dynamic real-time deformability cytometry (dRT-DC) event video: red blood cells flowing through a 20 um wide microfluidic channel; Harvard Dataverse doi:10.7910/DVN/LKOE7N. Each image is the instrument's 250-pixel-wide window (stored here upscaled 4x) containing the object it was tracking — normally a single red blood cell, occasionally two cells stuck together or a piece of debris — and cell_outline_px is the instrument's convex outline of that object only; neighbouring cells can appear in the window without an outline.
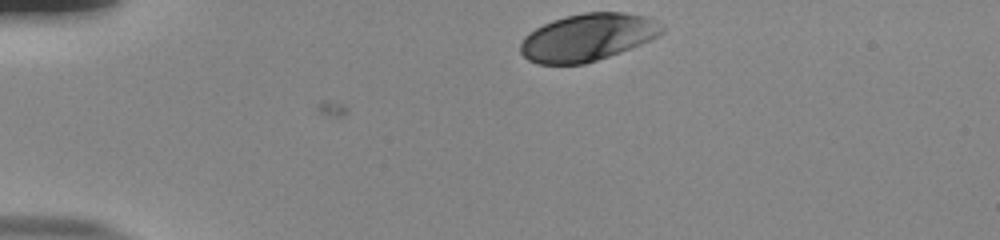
{"species": "human", "species_latin": "Homo sapiens", "temperature_condition": "room temperature", "stored_images_in_passage": 36, "camera_frame_rate_fps": 3000, "um_per_image_px": 0.085, "donor": {"sex": "male"}, "frame": {"image": 1, "passage_image": 1, "time_ms": 0.0, "image_size_px": [1000, 240], "cell_outline_px": [[664, 32], [640, 44], [620, 52], [584, 64], [536, 64], [528, 60], [520, 52], [520, 44], [524, 36], [528, 32], [552, 20], [564, 16], [584, 12], [624, 12], [644, 16], [656, 20], [664, 24]], "centroid_in_image_um": [49.93, 3.16], "position_along_channel_um": 35.1, "area_um2": 39.07}}
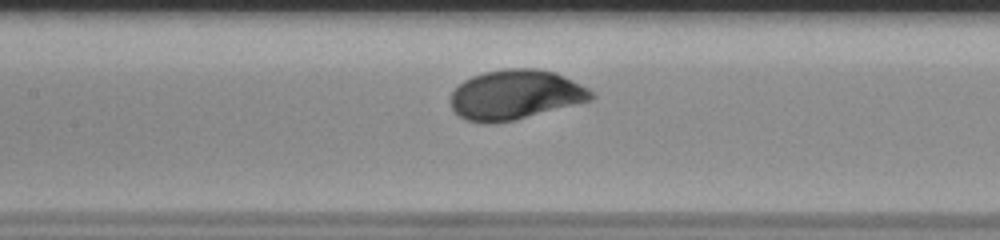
{"frame": {"image": 2, "passage_image": 16, "time_ms": 5.0, "image_size_px": [1000, 240], "cell_outline_px": [[596, 96], [592, 100], [516, 120], [492, 124], [484, 124], [464, 120], [452, 108], [448, 100], [452, 92], [464, 80], [472, 76], [484, 72], [504, 68], [536, 68], [556, 72], [588, 88]], "centroid_in_image_um": [43.79, 8.06], "position_along_channel_um": 163.6, "area_um2": 41.15}}
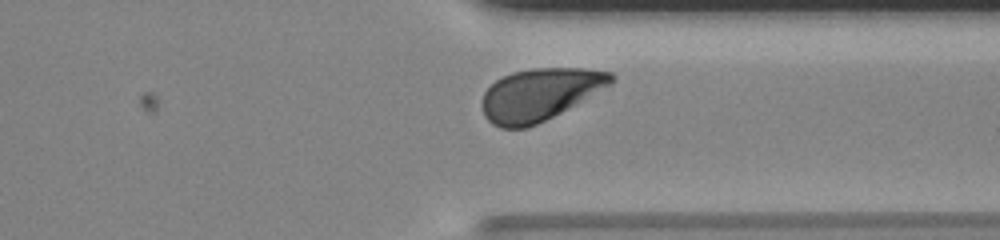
{"frame": {"image": 3, "passage_image": 32, "time_ms": 10.333, "image_size_px": [1000, 240], "cell_outline_px": [[616, 80], [612, 84], [568, 108], [536, 124], [524, 128], [500, 128], [492, 124], [484, 116], [480, 104], [484, 92], [496, 80], [512, 72], [532, 68], [584, 68], [612, 72], [616, 76]], "centroid_in_image_um": [45.87, 8.01], "position_along_channel_um": 365.5, "area_um2": 39.19}, "authors_computed_cell_mechanics": {"area_um2": 39.593, "velocity_mm_per_s": 3.7788, "shape_relaxation_time_tau1_ms": 1.696, "shape_relaxation_time_tau2_ms": null, "deformation_change_tau1": 0.1139, "deformation_change_tau2": null}}